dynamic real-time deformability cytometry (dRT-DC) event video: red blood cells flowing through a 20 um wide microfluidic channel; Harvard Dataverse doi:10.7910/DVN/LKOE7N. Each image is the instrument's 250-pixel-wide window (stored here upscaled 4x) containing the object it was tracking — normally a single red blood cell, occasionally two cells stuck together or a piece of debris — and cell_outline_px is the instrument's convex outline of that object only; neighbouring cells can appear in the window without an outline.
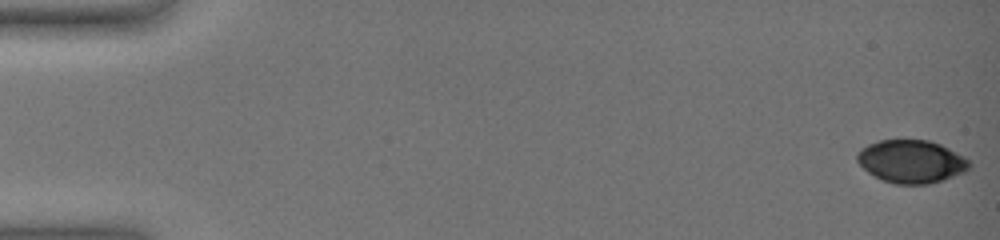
{"species": "common noctule bat (a hibernating species)", "species_latin": "Nyctalus noctula", "temperature_condition": "warm", "stored_images_in_passage": 56, "camera_frame_rate_fps": 3000, "um_per_image_px": 0.085, "animal": {"sex": "female", "body_mass_g": 19.0, "forearm_length_mm": 51.5}, "frame": {"image": 1, "passage_image": 1, "time_ms": 0.0, "image_size_px": [1000, 240], "cell_outline_px": [[972, 164], [964, 172], [944, 180], [928, 184], [896, 184], [884, 180], [868, 172], [856, 160], [856, 156], [860, 148], [868, 144], [880, 140], [928, 140], [940, 144], [964, 156]], "centroid_in_image_um": [77.47, 13.72], "position_along_channel_um": 7.5, "area_um2": 27.98}}
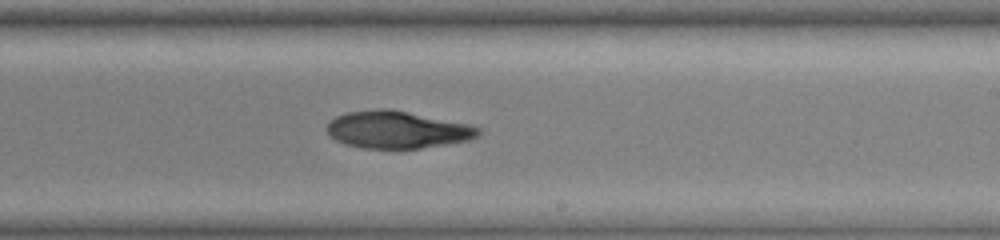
{"frame": {"image": 2, "passage_image": 37, "time_ms": 12.0, "image_size_px": [1000, 240], "cell_outline_px": [[480, 136], [472, 140], [448, 144], [420, 148], [360, 148], [344, 144], [328, 136], [328, 124], [336, 116], [348, 112], [380, 108], [388, 108], [468, 124], [480, 128]], "centroid_in_image_um": [33.78, 11.03], "position_along_channel_um": 255.2, "area_um2": 32.89}}
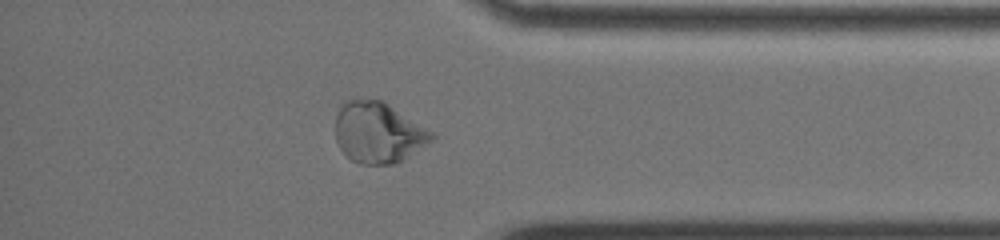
{"frame": {"image": 3, "passage_image": 50, "time_ms": 16.333, "image_size_px": [1000, 240], "cell_outline_px": [[436, 136], [432, 140], [404, 160], [396, 164], [360, 164], [352, 160], [340, 148], [336, 140], [336, 116], [340, 108], [352, 96], [384, 100], [432, 132]], "centroid_in_image_um": [32.14, 11.24], "position_along_channel_um": 403.1, "area_um2": 34.39}}